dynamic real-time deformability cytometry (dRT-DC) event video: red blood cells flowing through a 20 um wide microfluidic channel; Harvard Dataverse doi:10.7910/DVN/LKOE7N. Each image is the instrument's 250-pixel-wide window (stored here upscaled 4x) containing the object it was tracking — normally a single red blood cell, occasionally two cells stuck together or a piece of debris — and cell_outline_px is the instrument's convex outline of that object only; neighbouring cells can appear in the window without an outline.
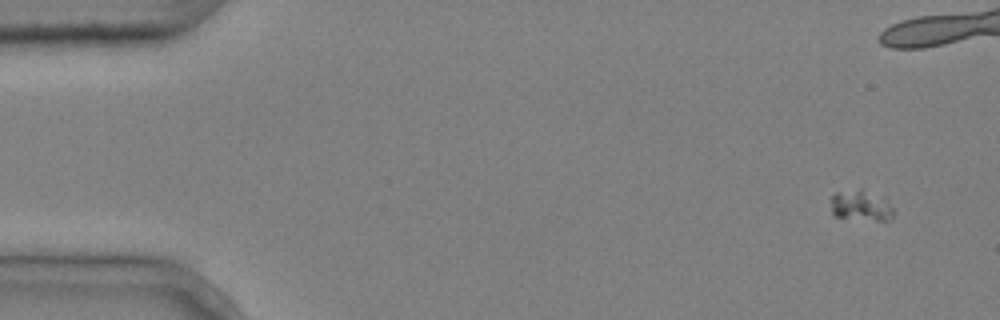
{"species": "common noctule bat (a hibernating species)", "species_latin": "Nyctalus noctula", "temperature_condition": "cold", "stored_images_in_passage": 5, "segment_of_instrument_passage": [2, 2], "camera_frame_rate_fps": 3000, "um_per_image_px": 0.085, "animal": {"sex": "male", "body_mass_g": 20.4}, "frame": {"image": 1, "passage_image": 5, "time_ms": 1.333, "image_size_px": [1000, 320], "cell_outline_px": [[896, 212], [888, 220], [876, 220], [836, 216], [832, 212], [832, 196], [836, 192], [860, 188], [884, 196]], "centroid_in_image_um": [73.24, 17.44], "position_along_channel_um": 11.8, "area_um2": 11.21}}